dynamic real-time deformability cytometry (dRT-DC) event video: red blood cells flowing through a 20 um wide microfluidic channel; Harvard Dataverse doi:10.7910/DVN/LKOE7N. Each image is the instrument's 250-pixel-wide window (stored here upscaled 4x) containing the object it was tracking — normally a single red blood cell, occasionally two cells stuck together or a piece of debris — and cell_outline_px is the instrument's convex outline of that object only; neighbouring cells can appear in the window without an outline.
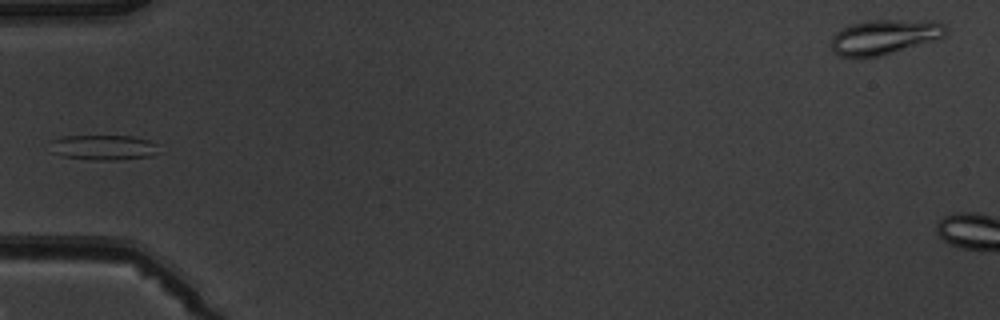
{"species": "common noctule bat (a hibernating species)", "species_latin": "Nyctalus noctula", "temperature_condition": "warm", "stored_images_in_passage": 5, "camera_frame_rate_fps": 3000, "um_per_image_px": 0.085, "animal": {"sex": "male", "body_mass_g": 19.5, "forearm_length_mm": 54.6}, "frame": {"image": 1, "passage_image": 5, "time_ms": 4.667, "image_size_px": [1000, 320], "cell_outline_px": [[160, 152], [152, 156], [116, 160], [96, 160], [64, 156], [52, 152], [52, 140], [64, 136], [132, 136], [148, 140], [156, 144]], "centroid_in_image_um": [8.85, 12.53], "position_along_channel_um": 76.1, "area_um2": 15.78}}